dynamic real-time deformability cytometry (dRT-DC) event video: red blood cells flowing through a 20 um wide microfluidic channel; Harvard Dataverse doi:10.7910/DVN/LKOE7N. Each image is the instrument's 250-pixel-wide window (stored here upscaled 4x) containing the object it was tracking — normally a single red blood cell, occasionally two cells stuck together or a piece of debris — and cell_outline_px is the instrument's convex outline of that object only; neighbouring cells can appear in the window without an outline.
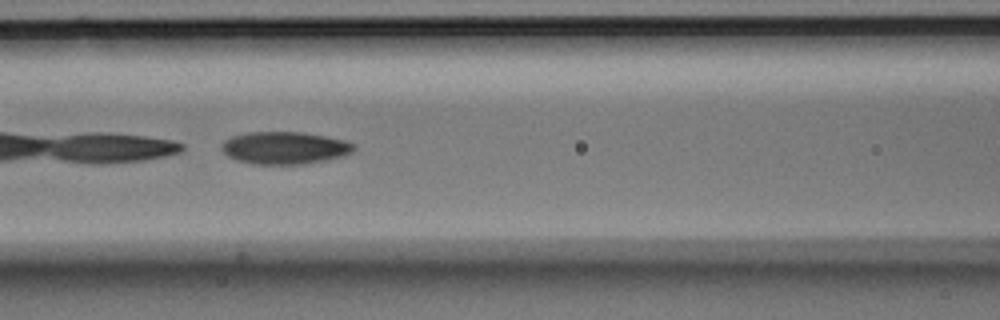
{"species": "Egyptian fruit bat (a non-hibernating species)", "species_latin": "Rousettus aegyptiacus", "temperature_condition": "room temperature", "stored_images_in_passage": 31, "camera_frame_rate_fps": 3000, "um_per_image_px": 0.085, "animal": {"sex": "male"}, "frame": {"image": 1, "passage_image": 7, "time_ms": 2.0, "image_size_px": [1000, 320], "cell_outline_px": [[356, 148], [352, 152], [344, 156], [328, 160], [300, 164], [252, 164], [236, 160], [228, 156], [220, 148], [220, 144], [224, 140], [232, 136], [248, 132], [304, 132], [344, 140], [356, 144]], "centroid_in_image_um": [24.2, 12.57], "position_along_channel_um": 142.4, "area_um2": 25.2}}
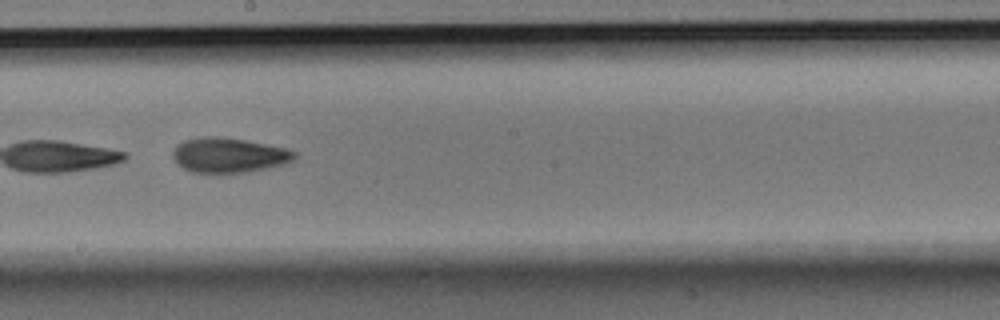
{"frame": {"image": 2, "passage_image": 14, "time_ms": 4.333, "image_size_px": [1000, 320], "cell_outline_px": [[296, 156], [292, 160], [284, 164], [248, 172], [220, 176], [216, 176], [192, 172], [176, 164], [172, 156], [172, 152], [176, 144], [184, 140], [200, 136], [224, 136], [288, 148], [296, 152]], "centroid_in_image_um": [19.39, 13.22], "position_along_channel_um": 228.8, "area_um2": 25.78}}
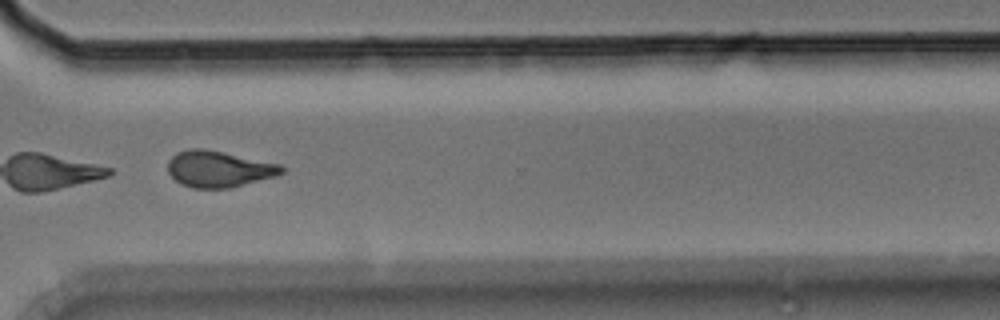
{"frame": {"image": 3, "passage_image": 24, "time_ms": 7.667, "image_size_px": [1000, 320], "cell_outline_px": [[284, 172], [276, 176], [228, 188], [192, 188], [180, 184], [168, 172], [168, 160], [176, 152], [188, 148], [204, 148], [224, 152], [280, 164], [284, 168]], "centroid_in_image_um": [18.57, 14.35], "position_along_channel_um": 352.0, "area_um2": 24.1}}